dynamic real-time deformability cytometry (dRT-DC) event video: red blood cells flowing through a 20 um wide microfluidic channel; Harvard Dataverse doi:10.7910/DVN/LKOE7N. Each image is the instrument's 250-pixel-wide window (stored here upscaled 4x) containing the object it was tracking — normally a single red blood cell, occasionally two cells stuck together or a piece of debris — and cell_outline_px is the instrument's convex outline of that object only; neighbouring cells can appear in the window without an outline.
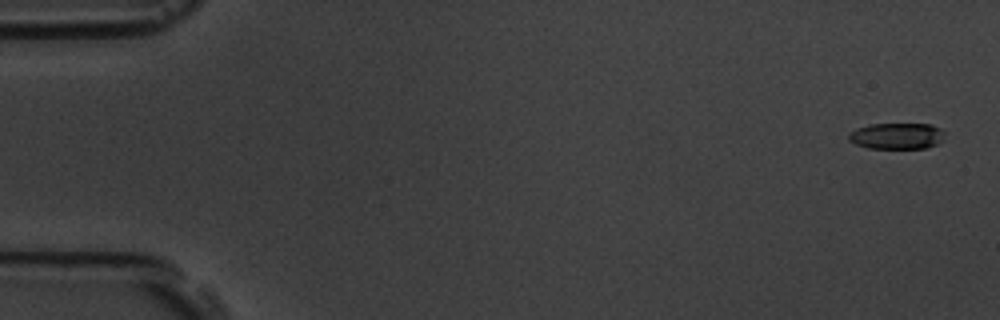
{"species": "common noctule bat (a hibernating species)", "species_latin": "Nyctalus noctula", "temperature_condition": "room temperature", "stored_images_in_passage": 16, "camera_frame_rate_fps": 3000, "um_per_image_px": 0.085, "animal": {"sex": "male", "body_mass_g": 19.5, "forearm_length_mm": 54.6}, "frame": {"image": 1, "passage_image": 1, "time_ms": 0.0, "image_size_px": [1000, 320], "cell_outline_px": [[944, 140], [936, 144], [924, 148], [868, 148], [856, 144], [848, 140], [848, 132], [856, 128], [868, 124], [932, 124], [940, 128], [944, 132]], "centroid_in_image_um": [76.21, 11.55], "position_along_channel_um": 8.8, "area_um2": 14.8}}
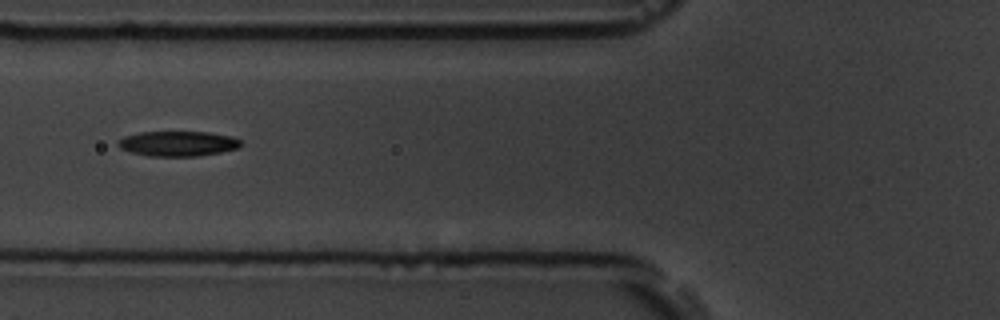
{"frame": {"image": 2, "passage_image": 6, "time_ms": 6.667, "image_size_px": [1000, 320], "cell_outline_px": [[240, 148], [200, 156], [148, 156], [132, 152], [120, 148], [116, 144], [116, 140], [124, 136], [140, 132], [208, 132], [232, 136], [240, 140]], "centroid_in_image_um": [15.1, 12.2], "position_along_channel_um": 110.7, "area_um2": 18.03}}
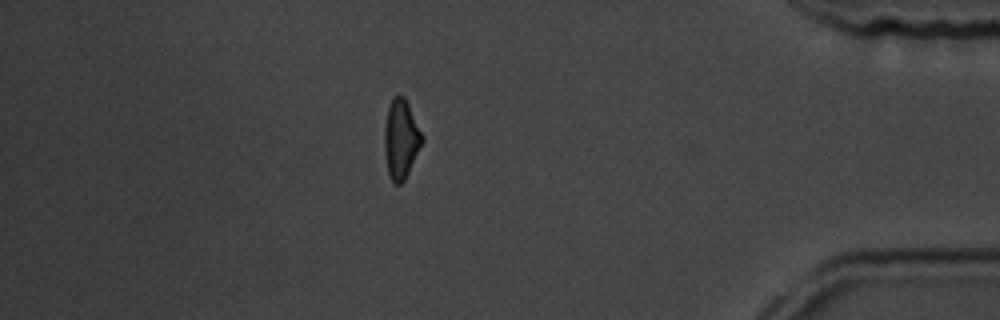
{"frame": {"image": 3, "passage_image": 14, "time_ms": 15.667, "image_size_px": [1000, 320], "cell_outline_px": [[424, 140], [404, 180], [400, 184], [396, 184], [392, 180], [388, 172], [384, 148], [384, 128], [388, 108], [392, 96], [404, 96], [424, 136]], "centroid_in_image_um": [34.08, 11.8], "position_along_channel_um": 401.1, "area_um2": 17.22}, "authors_computed_cell_mechanics": {"area_um2": 17.4556, "velocity_mm_per_s": 3.6713, "shape_relaxation_time_tau1_ms": 2.4933, "shape_relaxation_time_tau2_ms": 5.2878, "deformation_change_tau1": 0.1027, "deformation_change_tau2": 0.1149}}